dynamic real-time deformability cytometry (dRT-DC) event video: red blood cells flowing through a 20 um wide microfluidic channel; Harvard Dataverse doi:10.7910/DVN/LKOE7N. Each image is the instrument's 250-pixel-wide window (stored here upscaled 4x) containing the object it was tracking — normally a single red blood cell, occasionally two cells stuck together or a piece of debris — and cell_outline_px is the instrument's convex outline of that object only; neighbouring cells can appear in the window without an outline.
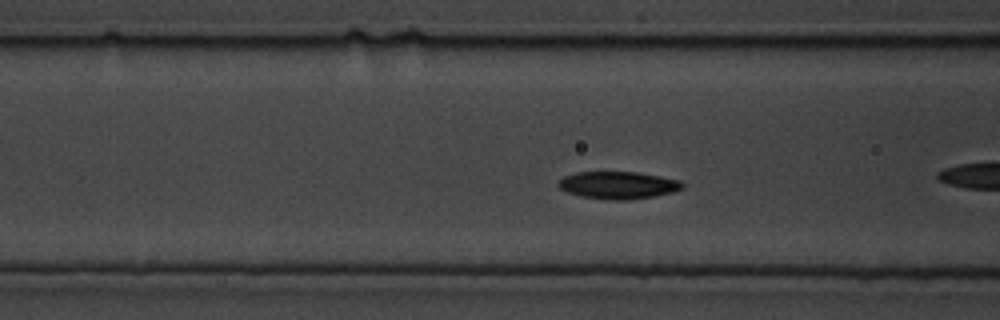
{"species": "common noctule bat (a hibernating species)", "species_latin": "Nyctalus noctula", "temperature_condition": "cold", "stored_images_in_passage": 63, "camera_frame_rate_fps": 3000, "um_per_image_px": 0.085, "animal": {"sex": "male", "body_mass_g": 19.5, "forearm_length_mm": 54.6}, "frame": {"image": 1, "passage_image": 9, "time_ms": 2.667, "image_size_px": [1000, 320], "cell_outline_px": [[684, 188], [672, 192], [656, 196], [628, 200], [612, 200], [580, 196], [568, 192], [560, 188], [556, 184], [564, 176], [576, 172], [636, 172], [660, 176], [680, 180], [684, 184]], "centroid_in_image_um": [52.56, 15.74], "position_along_channel_um": 114.0, "area_um2": 19.83}}
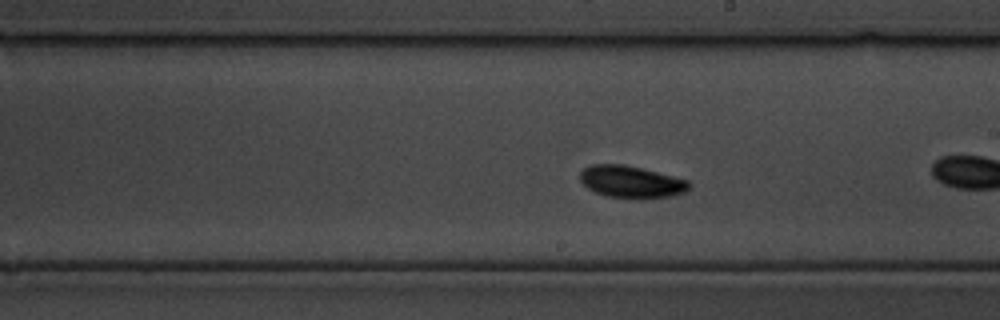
{"frame": {"image": 2, "passage_image": 25, "time_ms": 8.0, "image_size_px": [1000, 320], "cell_outline_px": [[692, 184], [684, 192], [672, 196], [648, 200], [636, 200], [608, 196], [596, 192], [588, 188], [580, 180], [580, 172], [584, 168], [592, 164], [624, 164], [688, 180]], "centroid_in_image_um": [53.67, 15.48], "position_along_channel_um": 235.3, "area_um2": 20.63}}
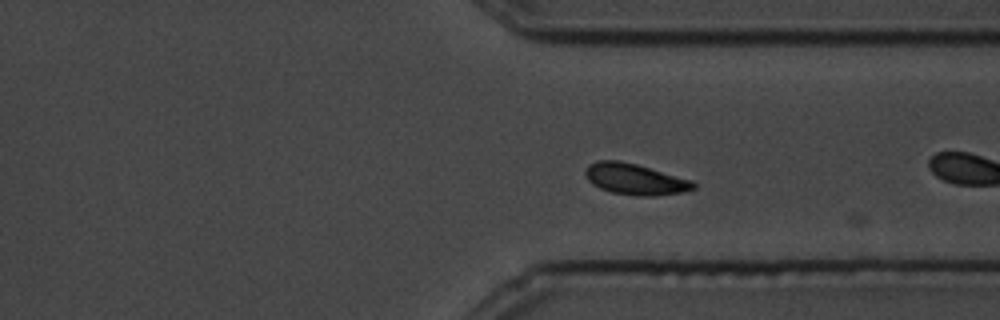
{"frame": {"image": 3, "passage_image": 41, "time_ms": 13.333, "image_size_px": [1000, 320], "cell_outline_px": [[696, 188], [684, 192], [656, 196], [640, 196], [612, 192], [600, 188], [592, 184], [588, 180], [584, 172], [588, 164], [596, 160], [620, 160], [636, 164], [692, 180], [696, 184]], "centroid_in_image_um": [53.97, 15.22], "position_along_channel_um": 357.4, "area_um2": 19.65}}